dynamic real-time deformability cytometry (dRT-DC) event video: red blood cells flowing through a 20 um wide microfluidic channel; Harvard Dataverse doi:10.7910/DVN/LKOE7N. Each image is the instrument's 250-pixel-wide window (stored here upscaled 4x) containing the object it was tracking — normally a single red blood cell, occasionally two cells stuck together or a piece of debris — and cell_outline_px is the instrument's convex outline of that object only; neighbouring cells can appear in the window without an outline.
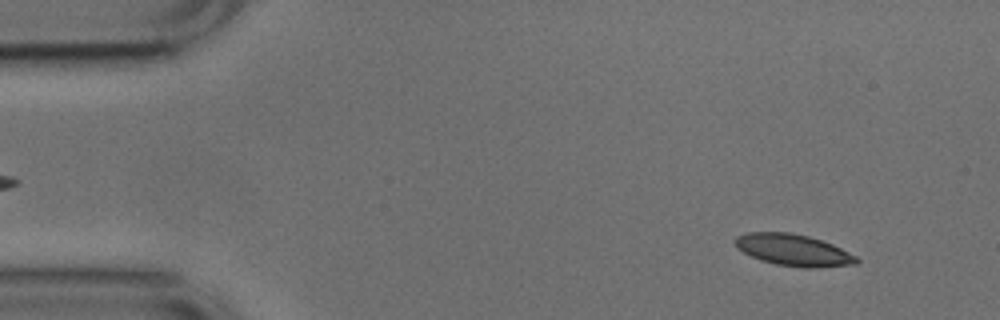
{"species": "common noctule bat (a hibernating species)", "species_latin": "Nyctalus noctula", "temperature_condition": "cold", "stored_images_in_passage": 10, "camera_frame_rate_fps": 3000, "um_per_image_px": 0.085, "animal": {"sex": "male", "body_mass_g": 17.9, "forearm_length_mm": 54.2}, "frame": {"image": 1, "passage_image": 4, "time_ms": 1.0, "image_size_px": [1000, 320], "cell_outline_px": [[860, 260], [856, 264], [816, 268], [804, 268], [776, 264], [760, 260], [736, 248], [736, 236], [748, 232], [788, 232], [808, 236], [832, 244], [856, 256]], "centroid_in_image_um": [67.44, 21.26], "position_along_channel_um": 17.6, "area_um2": 22.25}}